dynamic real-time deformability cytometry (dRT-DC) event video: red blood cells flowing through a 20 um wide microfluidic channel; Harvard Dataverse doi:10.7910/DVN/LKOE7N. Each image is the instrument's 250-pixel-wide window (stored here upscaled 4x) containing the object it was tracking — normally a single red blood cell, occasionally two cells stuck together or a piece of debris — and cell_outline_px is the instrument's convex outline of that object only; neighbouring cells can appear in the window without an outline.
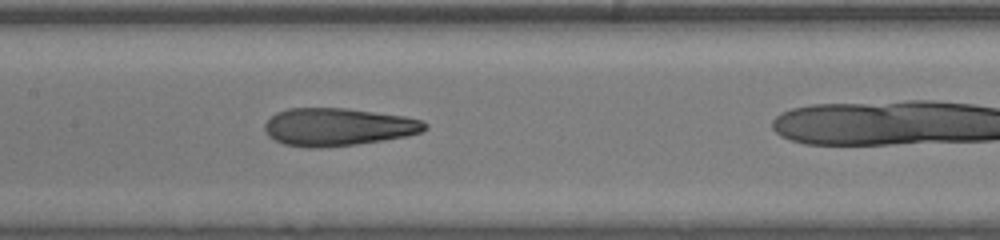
{"species": "human", "species_latin": "Homo sapiens", "temperature_condition": "room temperature", "stored_images_in_passage": 47, "camera_frame_rate_fps": 3000, "um_per_image_px": 0.085, "donor": {"sex": "male"}, "frame": {"image": 1, "passage_image": 31, "time_ms": 10.0, "image_size_px": [1000, 240], "cell_outline_px": [[428, 128], [420, 132], [408, 136], [384, 140], [356, 144], [320, 148], [308, 148], [284, 144], [268, 136], [264, 132], [264, 124], [276, 112], [288, 108], [344, 108], [404, 116], [420, 120], [428, 124]], "centroid_in_image_um": [28.7, 10.79], "position_along_channel_um": 178.7, "area_um2": 35.26}}
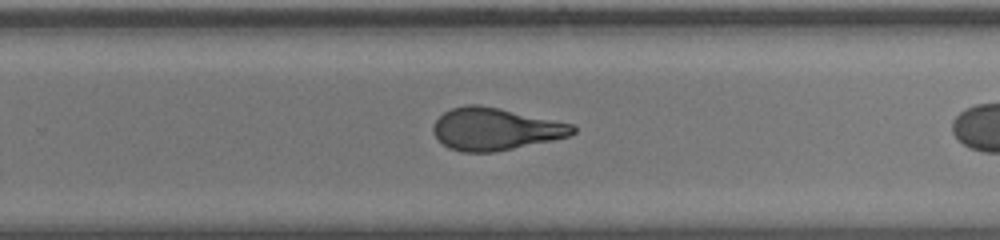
{"frame": {"image": 2, "passage_image": 39, "time_ms": 12.667, "image_size_px": [1000, 240], "cell_outline_px": [[576, 132], [568, 136], [552, 140], [492, 152], [460, 152], [448, 148], [432, 132], [432, 128], [436, 120], [444, 112], [452, 108], [468, 104], [480, 104], [500, 108], [572, 124], [576, 128]], "centroid_in_image_um": [42.07, 10.96], "position_along_channel_um": 287.7, "area_um2": 34.1}}
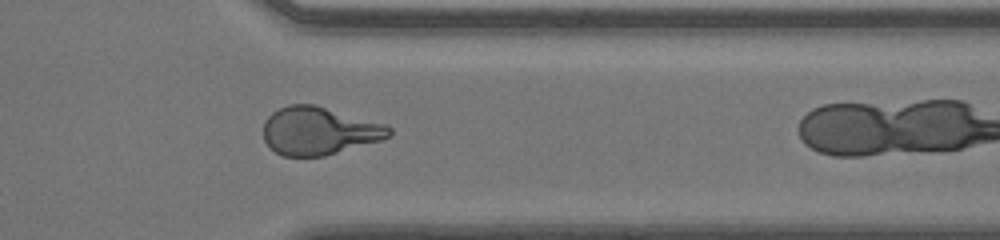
{"frame": {"image": 3, "passage_image": 46, "time_ms": 15.0, "image_size_px": [1000, 240], "cell_outline_px": [[392, 136], [380, 140], [324, 156], [284, 156], [276, 152], [264, 140], [264, 120], [272, 112], [288, 104], [316, 104], [388, 124], [392, 128]], "centroid_in_image_um": [27.15, 11.1], "position_along_channel_um": 384.2, "area_um2": 35.32}}